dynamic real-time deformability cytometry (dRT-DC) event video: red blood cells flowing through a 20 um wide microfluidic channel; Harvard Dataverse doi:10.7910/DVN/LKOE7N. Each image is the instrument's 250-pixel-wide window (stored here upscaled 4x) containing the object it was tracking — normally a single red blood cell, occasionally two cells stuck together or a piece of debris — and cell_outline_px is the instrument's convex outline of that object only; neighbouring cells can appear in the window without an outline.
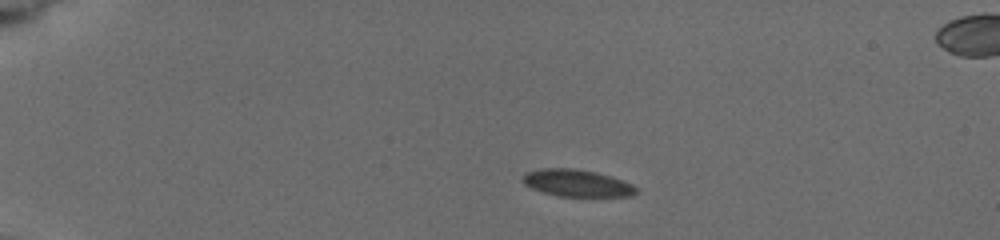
{"species": "common noctule bat (a hibernating species)", "species_latin": "Nyctalus noctula", "temperature_condition": "cold", "stored_images_in_passage": 5, "camera_frame_rate_fps": 3000, "um_per_image_px": 0.085, "animal": {"sex": "female", "body_mass_g": 19.5, "forearm_length_mm": 54.1}, "frame": {"image": 1, "passage_image": 3, "time_ms": 2.0, "image_size_px": [1000, 240], "cell_outline_px": [[636, 192], [632, 196], [556, 196], [532, 188], [524, 184], [520, 180], [528, 172], [544, 168], [572, 168], [596, 172], [612, 176], [632, 184], [636, 188]], "centroid_in_image_um": [49.04, 15.56], "position_along_channel_um": 36.0, "area_um2": 17.74}}